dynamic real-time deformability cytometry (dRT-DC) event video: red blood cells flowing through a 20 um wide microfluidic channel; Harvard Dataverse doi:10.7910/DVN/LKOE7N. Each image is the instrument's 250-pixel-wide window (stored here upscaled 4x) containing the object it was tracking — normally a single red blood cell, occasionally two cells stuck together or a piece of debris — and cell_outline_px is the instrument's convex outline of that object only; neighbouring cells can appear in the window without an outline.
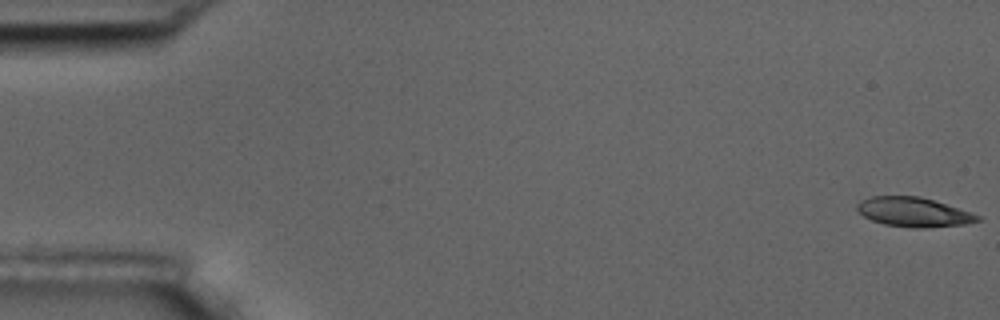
{"species": "common noctule bat (a hibernating species)", "species_latin": "Nyctalus noctula", "temperature_condition": "room temperature", "stored_images_in_passage": 3, "camera_frame_rate_fps": 3000, "um_per_image_px": 0.085, "animal": {"sex": "male", "body_mass_g": 17.5, "forearm_length_mm": 52.3}, "frame": {"image": 1, "passage_image": 1, "time_ms": 0.0, "image_size_px": [1000, 320], "cell_outline_px": [[980, 220], [964, 224], [928, 228], [908, 228], [884, 224], [872, 220], [864, 216], [856, 208], [856, 204], [860, 200], [872, 196], [920, 196], [980, 216]], "centroid_in_image_um": [77.59, 18.03], "position_along_channel_um": 7.4, "area_um2": 20.4}}